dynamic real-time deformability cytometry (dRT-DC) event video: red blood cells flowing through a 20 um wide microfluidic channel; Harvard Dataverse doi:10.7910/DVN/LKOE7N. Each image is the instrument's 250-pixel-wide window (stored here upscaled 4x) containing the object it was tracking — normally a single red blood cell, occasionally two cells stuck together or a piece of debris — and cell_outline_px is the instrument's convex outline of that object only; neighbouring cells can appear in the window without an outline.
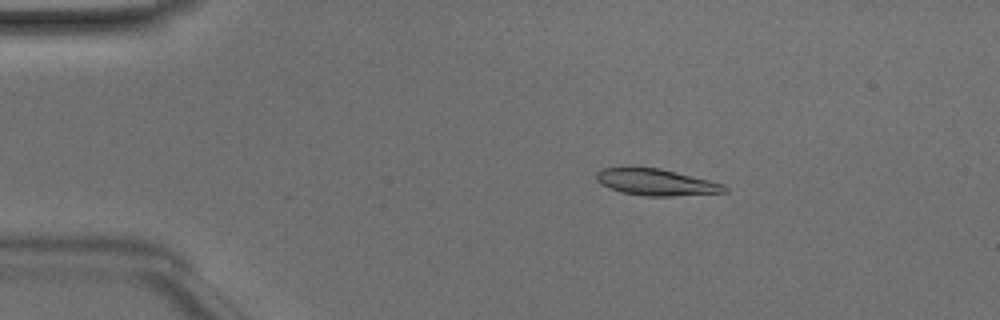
{"species": "Egyptian fruit bat (a non-hibernating species)", "species_latin": "Rousettus aegyptiacus", "temperature_condition": "room temperature", "stored_images_in_passage": 48, "camera_frame_rate_fps": 3000, "um_per_image_px": 0.085, "animal": {"sex": "male"}, "frame": {"image": 1, "passage_image": 8, "time_ms": 2.333, "image_size_px": [1000, 320], "cell_outline_px": [[728, 192], [672, 196], [644, 196], [620, 192], [608, 188], [600, 184], [596, 180], [596, 172], [600, 168], [628, 164], [660, 168], [724, 184], [728, 188]], "centroid_in_image_um": [55.65, 15.44], "position_along_channel_um": 29.3, "area_um2": 20.63}}
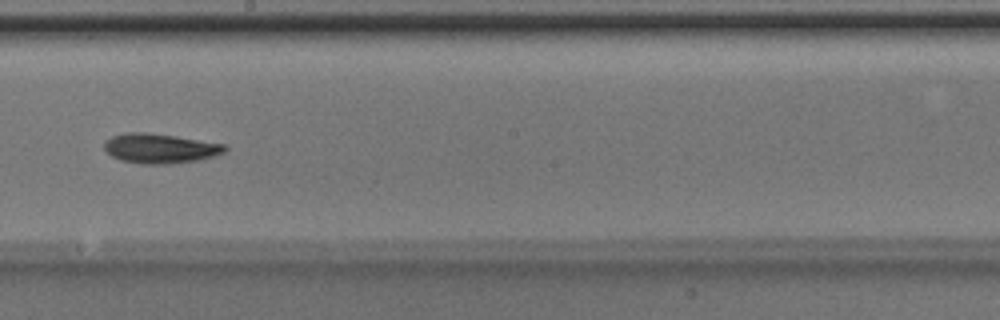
{"frame": {"image": 2, "passage_image": 27, "time_ms": 8.667, "image_size_px": [1000, 320], "cell_outline_px": [[228, 148], [224, 152], [200, 160], [168, 164], [144, 164], [120, 160], [112, 156], [104, 148], [104, 140], [112, 136], [124, 132], [144, 132], [176, 136], [228, 144]], "centroid_in_image_um": [13.62, 12.6], "position_along_channel_um": 234.6, "area_um2": 21.04}}
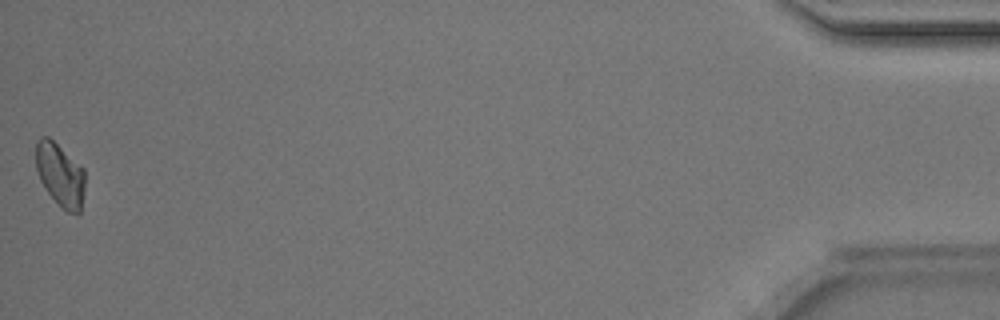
{"frame": {"image": 3, "passage_image": 48, "time_ms": 15.667, "image_size_px": [1000, 320], "cell_outline_px": [[84, 188], [80, 212], [68, 212], [48, 192], [40, 180], [36, 168], [36, 144], [40, 136], [48, 136], [84, 168]], "centroid_in_image_um": [5.11, 14.81], "position_along_channel_um": 430.1, "area_um2": 17.69}, "authors_computed_cell_mechanics": {"area_um2": 19.6809, "velocity_mm_per_s": 4.1477, "shape_relaxation_time_tau1_ms": 2.6572, "shape_relaxation_time_tau2_ms": null, "deformation_change_tau1": 0.0884, "deformation_change_tau2": null}}